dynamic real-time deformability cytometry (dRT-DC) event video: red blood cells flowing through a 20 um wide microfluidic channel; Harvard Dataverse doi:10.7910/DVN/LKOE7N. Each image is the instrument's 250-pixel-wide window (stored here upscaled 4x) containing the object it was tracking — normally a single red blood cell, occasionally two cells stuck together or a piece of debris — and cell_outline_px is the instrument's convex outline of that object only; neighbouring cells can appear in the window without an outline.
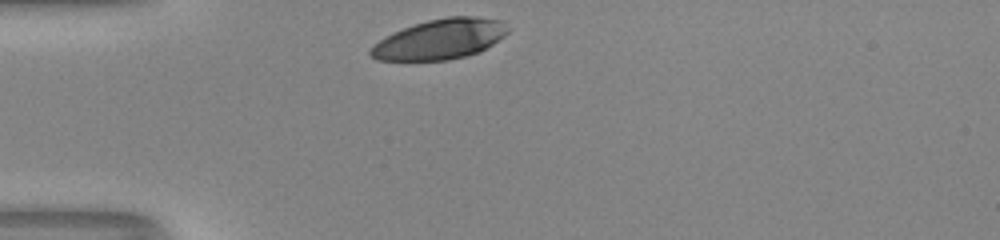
{"species": "human", "species_latin": "Homo sapiens", "temperature_condition": "room temperature", "stored_images_in_passage": 28, "camera_frame_rate_fps": 3000, "um_per_image_px": 0.085, "donor": {"sex": "male"}, "frame": {"image": 1, "passage_image": 1, "time_ms": 0.0, "image_size_px": [1000, 240], "cell_outline_px": [[508, 32], [504, 36], [480, 52], [468, 56], [448, 60], [376, 60], [368, 52], [380, 40], [404, 28], [428, 20], [448, 16], [476, 16], [500, 20], [508, 28]], "centroid_in_image_um": [37.45, 3.33], "position_along_channel_um": 47.5, "area_um2": 31.73}}
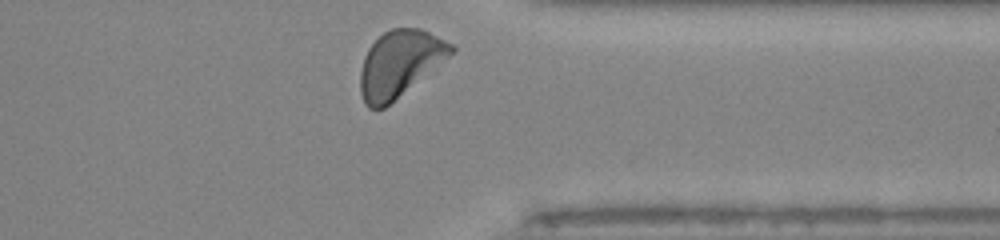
{"frame": {"image": 2, "passage_image": 28, "time_ms": 9.0, "image_size_px": [1000, 240], "cell_outline_px": [[456, 48], [448, 56], [384, 108], [368, 108], [364, 104], [360, 92], [360, 72], [364, 56], [368, 48], [384, 32], [392, 28], [420, 28], [452, 44]], "centroid_in_image_um": [33.91, 5.41], "position_along_channel_um": 377.5, "area_um2": 34.28}, "authors_computed_cell_mechanics": {"area_um2": 33.8419, "velocity_mm_per_s": 3.9559, "shape_relaxation_time_tau1_ms": 2.0412, "shape_relaxation_time_tau2_ms": null, "deformation_change_tau1": 0.1145, "deformation_change_tau2": null}}